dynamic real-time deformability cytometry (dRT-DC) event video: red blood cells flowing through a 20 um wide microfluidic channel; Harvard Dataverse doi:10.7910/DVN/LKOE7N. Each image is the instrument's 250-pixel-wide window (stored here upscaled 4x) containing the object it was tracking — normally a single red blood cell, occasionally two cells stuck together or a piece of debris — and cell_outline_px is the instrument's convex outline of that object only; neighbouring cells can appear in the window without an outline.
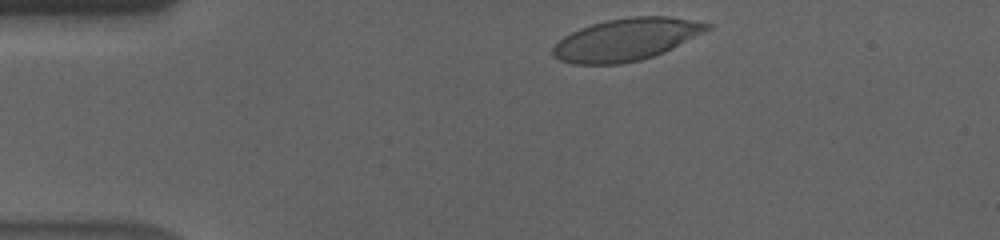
{"species": "human", "species_latin": "Homo sapiens", "temperature_condition": "cold", "stored_images_in_passage": 40, "camera_frame_rate_fps": 3000, "um_per_image_px": 0.085, "donor": {"sex": "male"}, "frame": {"image": 1, "passage_image": 2, "time_ms": 0.333, "image_size_px": [1000, 240], "cell_outline_px": [[712, 28], [664, 52], [640, 60], [620, 64], [572, 64], [560, 60], [552, 56], [552, 48], [564, 36], [580, 28], [592, 24], [608, 20], [632, 16], [668, 16], [696, 20], [712, 24]], "centroid_in_image_um": [53.24, 3.35], "position_along_channel_um": 31.8, "area_um2": 37.86}}
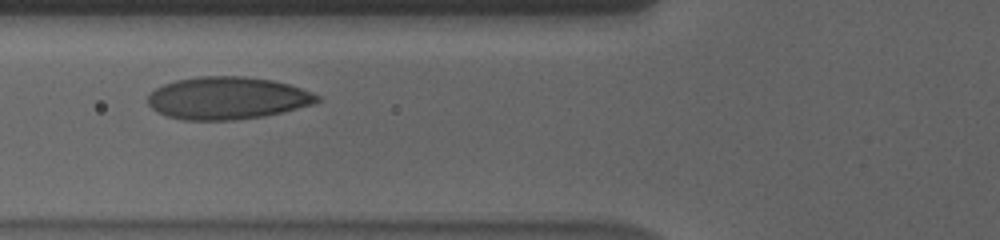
{"frame": {"image": 2, "passage_image": 13, "time_ms": 4.0, "image_size_px": [1000, 240], "cell_outline_px": [[320, 100], [312, 104], [284, 112], [264, 116], [236, 120], [184, 120], [164, 116], [156, 112], [148, 104], [148, 96], [156, 88], [164, 84], [176, 80], [200, 76], [244, 76], [272, 80], [288, 84], [312, 92], [320, 96]], "centroid_in_image_um": [19.31, 8.34], "position_along_channel_um": 106.5, "area_um2": 42.02}}
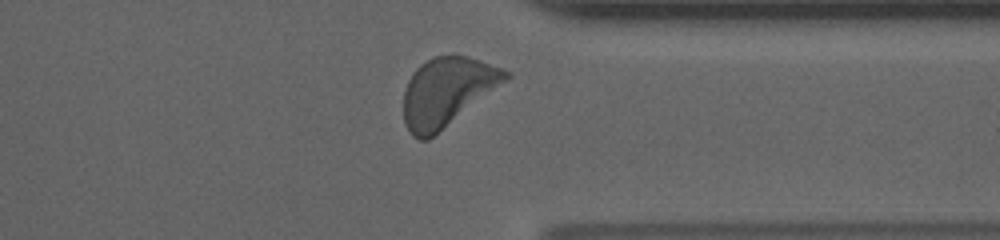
{"frame": {"image": 3, "passage_image": 36, "time_ms": 11.667, "image_size_px": [1000, 240], "cell_outline_px": [[512, 76], [508, 80], [428, 140], [420, 140], [412, 136], [404, 124], [404, 92], [408, 80], [416, 68], [420, 64], [432, 56], [468, 56], [504, 68], [512, 72]], "centroid_in_image_um": [38.01, 7.79], "position_along_channel_um": 373.4, "area_um2": 40.81}, "authors_computed_cell_mechanics": {"area_um2": 40.171, "velocity_mm_per_s": 3.5149, "shape_relaxation_time_tau1_ms": 5.453, "shape_relaxation_time_tau2_ms": 1.526, "deformation_change_tau1": 0.1854, "deformation_change_tau2": 0.0531}}